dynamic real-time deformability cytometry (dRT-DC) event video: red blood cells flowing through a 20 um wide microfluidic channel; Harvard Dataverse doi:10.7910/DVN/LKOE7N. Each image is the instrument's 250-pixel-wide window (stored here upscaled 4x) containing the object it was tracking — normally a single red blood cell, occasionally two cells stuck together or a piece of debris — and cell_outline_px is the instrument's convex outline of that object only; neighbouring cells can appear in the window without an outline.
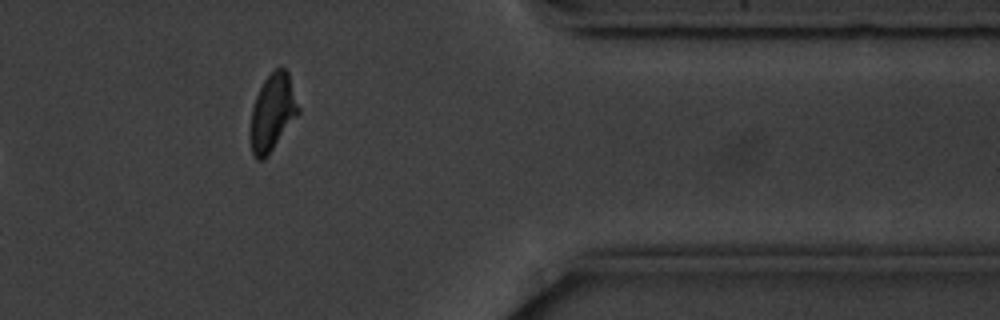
{"species": "common noctule bat (a hibernating species)", "species_latin": "Nyctalus noctula", "temperature_condition": "cold", "stored_images_in_passage": 13, "camera_frame_rate_fps": 3000, "um_per_image_px": 0.085, "animal": {"sex": "male", "body_mass_g": 20.1, "forearm_length_mm": 53.5}, "frame": {"image": 1, "passage_image": 11, "time_ms": 12.667, "image_size_px": [1000, 320], "cell_outline_px": [[300, 112], [268, 156], [264, 160], [256, 160], [252, 152], [252, 108], [256, 96], [264, 80], [276, 68], [284, 68], [288, 72], [300, 108]], "centroid_in_image_um": [23.2, 9.56], "position_along_channel_um": 388.2, "area_um2": 21.1}, "authors_computed_cell_mechanics": {"area_um2": 20.1722, "velocity_mm_per_s": 3.5396, "shape_relaxation_time_tau1_ms": 0.9921, "shape_relaxation_time_tau2_ms": 3.3688, "deformation_change_tau1": 0.065, "deformation_change_tau2": 0.0713}}